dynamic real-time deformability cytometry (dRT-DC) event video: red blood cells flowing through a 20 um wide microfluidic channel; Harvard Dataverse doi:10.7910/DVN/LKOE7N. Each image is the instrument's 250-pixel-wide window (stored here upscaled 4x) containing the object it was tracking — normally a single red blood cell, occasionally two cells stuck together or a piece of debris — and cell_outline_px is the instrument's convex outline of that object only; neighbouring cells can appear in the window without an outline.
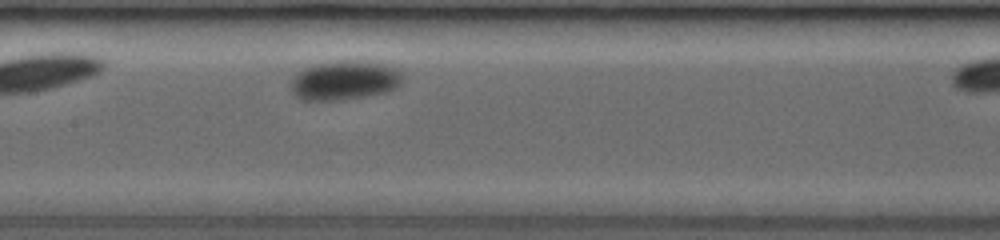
{"species": "common noctule bat (a hibernating species)", "species_latin": "Nyctalus noctula", "temperature_condition": "room temperature", "stored_images_in_passage": 33, "camera_frame_rate_fps": 3000, "um_per_image_px": 0.085, "animal": {"sex": "female", "body_mass_g": 19.0, "forearm_length_mm": 53.3}, "frame": {"image": 1, "passage_image": 15, "time_ms": 3.333, "image_size_px": [1000, 240], "cell_outline_px": [[400, 84], [396, 88], [388, 92], [340, 100], [300, 100], [292, 92], [292, 80], [304, 68], [320, 64], [340, 60], [356, 60], [384, 64], [396, 68], [400, 72]], "centroid_in_image_um": [29.3, 6.84], "position_along_channel_um": 178.1, "area_um2": 25.2}}